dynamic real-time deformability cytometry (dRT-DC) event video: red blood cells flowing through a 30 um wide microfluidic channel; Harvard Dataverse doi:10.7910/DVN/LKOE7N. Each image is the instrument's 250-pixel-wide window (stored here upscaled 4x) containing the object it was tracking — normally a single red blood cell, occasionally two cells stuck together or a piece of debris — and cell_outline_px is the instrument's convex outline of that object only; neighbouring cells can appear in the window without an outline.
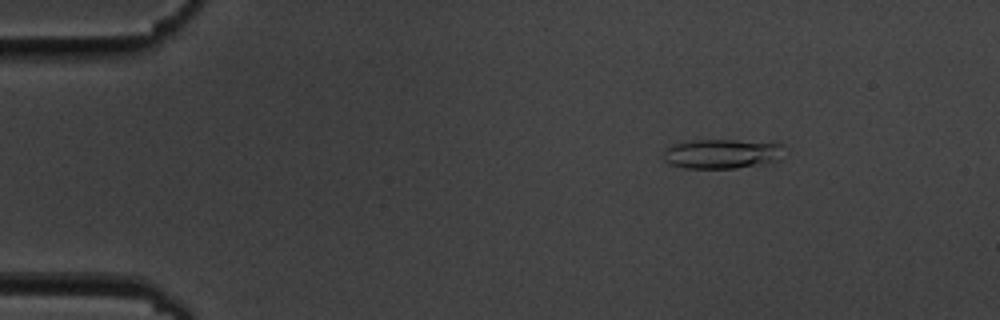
{"species": "common noctule bat (a hibernating species)", "species_latin": "Nyctalus noctula", "temperature_condition": "cold", "stored_images_in_passage": 56, "camera_frame_rate_fps": 3000, "um_per_image_px": 0.085, "animal": {"sex": "male", "body_mass_g": 19.5, "forearm_length_mm": 54.6}, "frame": {"image": 1, "passage_image": 8, "time_ms": 2.333, "image_size_px": [1000, 320], "cell_outline_px": [[784, 144], [780, 160], [772, 164], [736, 168], [684, 168], [668, 164], [664, 160], [664, 152], [668, 144], [692, 140], [736, 140]], "centroid_in_image_um": [61.37, 13.08], "position_along_channel_um": 23.6, "area_um2": 21.27}}
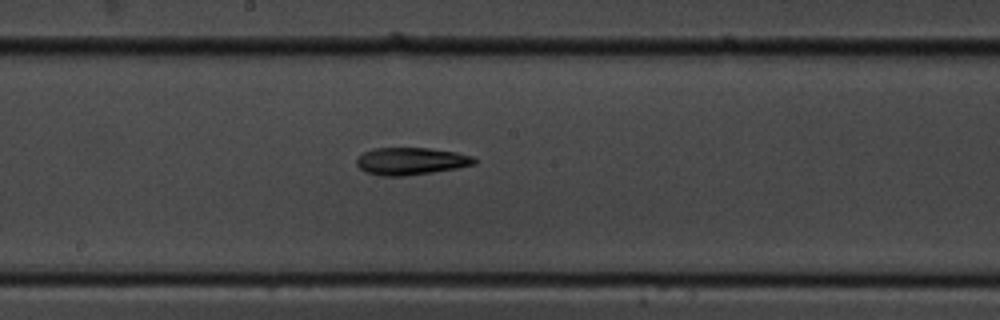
{"frame": {"image": 2, "passage_image": 30, "time_ms": 9.667, "image_size_px": [1000, 320], "cell_outline_px": [[476, 164], [456, 168], [432, 172], [404, 176], [380, 176], [368, 172], [360, 168], [356, 164], [356, 160], [364, 152], [372, 148], [428, 148], [456, 152], [472, 156], [476, 160]], "centroid_in_image_um": [34.93, 13.69], "position_along_channel_um": 213.3, "area_um2": 18.61}}
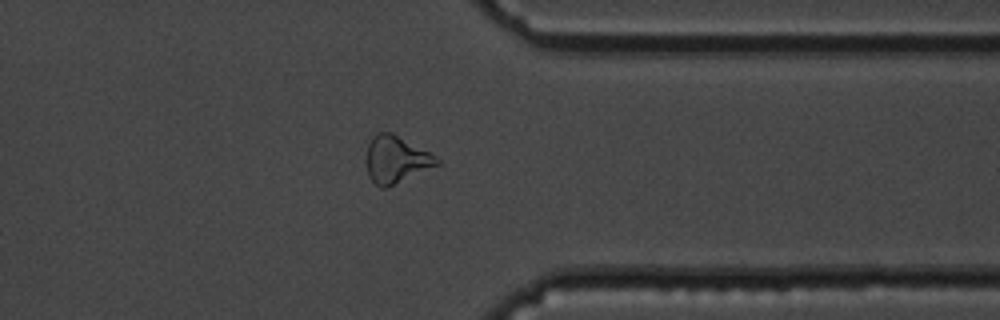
{"frame": {"image": 3, "passage_image": 44, "time_ms": 14.333, "image_size_px": [1000, 320], "cell_outline_px": [[440, 164], [384, 188], [380, 188], [368, 176], [368, 144], [372, 136], [376, 132], [392, 132], [432, 152], [440, 160]], "centroid_in_image_um": [33.7, 13.52], "position_along_channel_um": 377.7, "area_um2": 19.19}, "authors_computed_cell_mechanics": {"area_um2": 18.9873, "velocity_mm_per_s": 3.625, "shape_relaxation_time_tau1_ms": 10.4818, "shape_relaxation_time_tau2_ms": 9.0158, "deformation_change_tau1": 0.2066, "deformation_change_tau2": 0.2008}}